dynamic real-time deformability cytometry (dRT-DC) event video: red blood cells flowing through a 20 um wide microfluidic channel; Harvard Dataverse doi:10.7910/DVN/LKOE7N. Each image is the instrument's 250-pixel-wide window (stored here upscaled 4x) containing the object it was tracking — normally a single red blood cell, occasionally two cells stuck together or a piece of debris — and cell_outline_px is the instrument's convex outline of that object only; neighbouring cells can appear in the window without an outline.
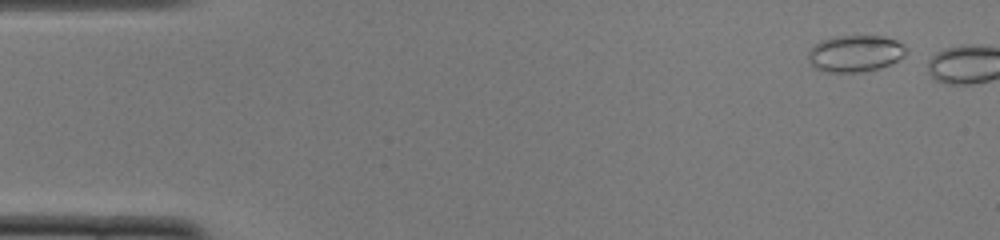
{"species": "common noctule bat (a hibernating species)", "species_latin": "Nyctalus noctula", "temperature_condition": "cold", "stored_images_in_passage": 5, "camera_frame_rate_fps": 3000, "um_per_image_px": 0.085, "animal": {"sex": "female", "body_mass_g": 22.0, "forearm_length_mm": 56.7}, "frame": {"image": 1, "passage_image": 3, "time_ms": 0.667, "image_size_px": [1000, 240], "cell_outline_px": [[908, 52], [904, 56], [880, 68], [864, 72], [824, 72], [808, 64], [808, 52], [820, 40], [832, 36], [884, 36], [896, 40], [904, 44], [908, 48]], "centroid_in_image_um": [72.69, 4.54], "position_along_channel_um": 12.3, "area_um2": 21.21}}